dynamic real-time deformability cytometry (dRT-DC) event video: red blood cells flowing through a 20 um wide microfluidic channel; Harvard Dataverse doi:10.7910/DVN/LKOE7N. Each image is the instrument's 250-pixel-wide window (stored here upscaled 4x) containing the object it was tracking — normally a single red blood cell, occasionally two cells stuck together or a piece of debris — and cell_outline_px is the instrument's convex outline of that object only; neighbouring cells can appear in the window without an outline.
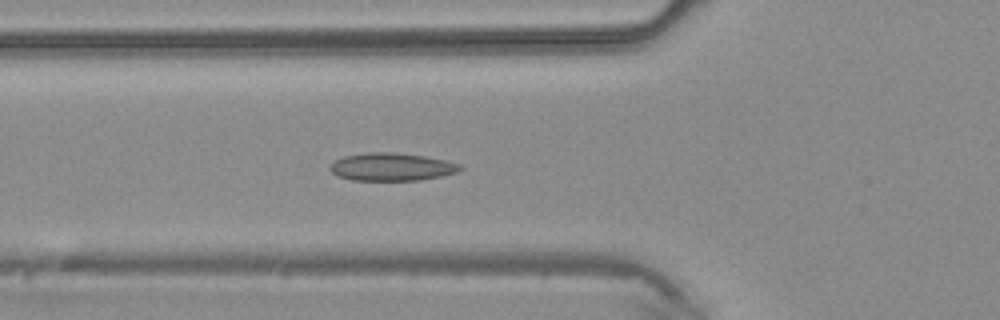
{"species": "common noctule bat (a hibernating species)", "species_latin": "Nyctalus noctula", "temperature_condition": "warm", "stored_images_in_passage": 43, "camera_frame_rate_fps": 3000, "um_per_image_px": 0.085, "animal": {"sex": "male", "body_mass_g": 20.4}, "frame": {"image": 1, "passage_image": 15, "time_ms": 4.667, "image_size_px": [1000, 320], "cell_outline_px": [[464, 168], [456, 172], [444, 176], [420, 180], [352, 180], [336, 176], [328, 168], [336, 160], [344, 156], [364, 152], [396, 152], [424, 156], [444, 160], [460, 164]], "centroid_in_image_um": [33.29, 14.18], "position_along_channel_um": 92.5, "area_um2": 21.21}}
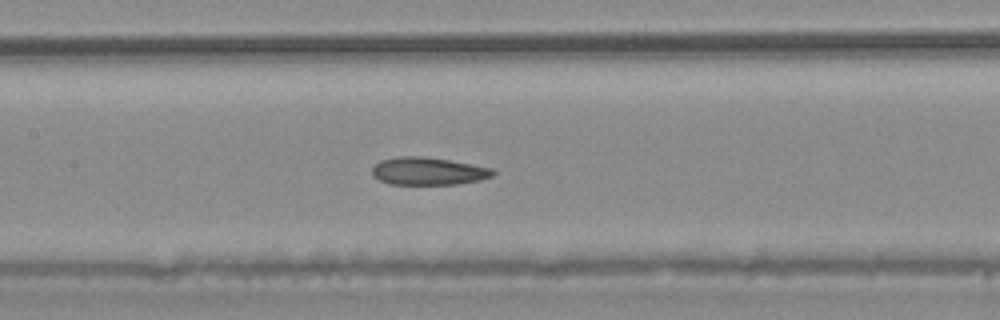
{"frame": {"image": 2, "passage_image": 20, "time_ms": 6.333, "image_size_px": [1000, 320], "cell_outline_px": [[496, 172], [492, 176], [480, 180], [456, 184], [392, 184], [380, 180], [372, 176], [372, 168], [380, 160], [400, 156], [424, 156], [472, 164], [492, 168]], "centroid_in_image_um": [36.39, 14.54], "position_along_channel_um": 171.0, "area_um2": 19.42}}
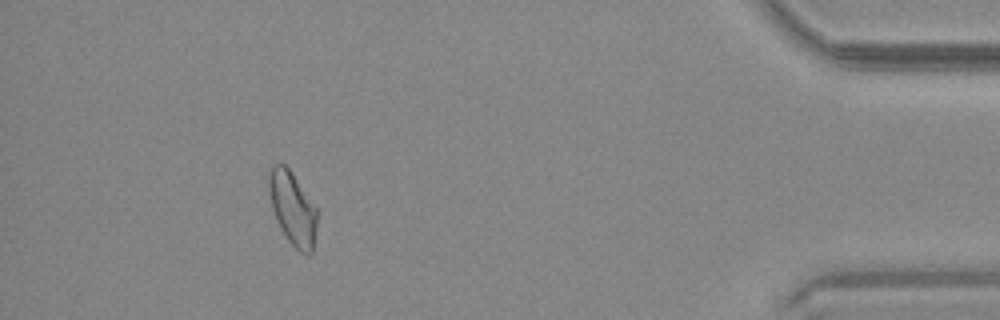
{"frame": {"image": 3, "passage_image": 39, "time_ms": 12.667, "image_size_px": [1000, 320], "cell_outline_px": [[316, 232], [312, 252], [308, 256], [300, 252], [288, 240], [280, 228], [276, 220], [272, 208], [268, 188], [268, 172], [272, 164], [284, 164], [292, 172], [316, 204]], "centroid_in_image_um": [24.87, 17.69], "position_along_channel_um": 410.3, "area_um2": 20.87}}